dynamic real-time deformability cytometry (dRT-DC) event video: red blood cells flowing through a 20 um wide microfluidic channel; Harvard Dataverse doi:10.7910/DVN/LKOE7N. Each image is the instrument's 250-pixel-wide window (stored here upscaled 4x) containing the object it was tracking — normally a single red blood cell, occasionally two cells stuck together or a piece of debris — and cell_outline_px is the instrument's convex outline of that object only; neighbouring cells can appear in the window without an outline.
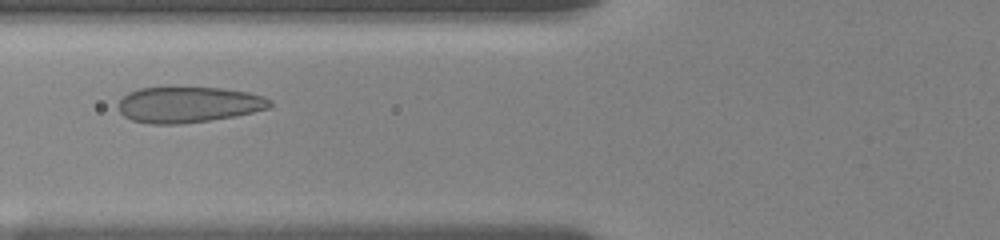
{"species": "human", "species_latin": "Homo sapiens", "temperature_condition": "room temperature", "stored_images_in_passage": 15, "camera_frame_rate_fps": 3000, "um_per_image_px": 0.085, "donor": {"sex": "female"}, "frame": {"image": 1, "passage_image": 11, "time_ms": 4.333, "image_size_px": [1000, 240], "cell_outline_px": [[272, 104], [268, 108], [236, 116], [180, 124], [148, 124], [132, 120], [124, 116], [116, 108], [116, 104], [128, 92], [140, 88], [220, 88], [248, 92], [264, 96], [272, 100]], "centroid_in_image_um": [15.99, 8.9], "position_along_channel_um": 109.8, "area_um2": 31.67}}
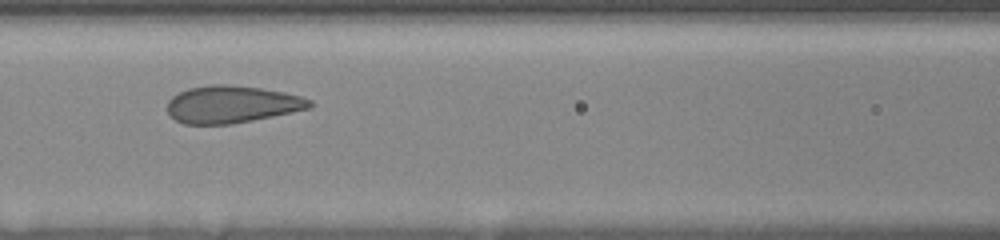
{"frame": {"image": 2, "passage_image": 13, "time_ms": 5.333, "image_size_px": [1000, 240], "cell_outline_px": [[312, 108], [232, 124], [184, 124], [168, 116], [168, 100], [172, 96], [188, 88], [208, 84], [228, 84], [260, 88], [284, 92], [300, 96], [312, 100]], "centroid_in_image_um": [19.69, 8.86], "position_along_channel_um": 146.9, "area_um2": 31.04}}